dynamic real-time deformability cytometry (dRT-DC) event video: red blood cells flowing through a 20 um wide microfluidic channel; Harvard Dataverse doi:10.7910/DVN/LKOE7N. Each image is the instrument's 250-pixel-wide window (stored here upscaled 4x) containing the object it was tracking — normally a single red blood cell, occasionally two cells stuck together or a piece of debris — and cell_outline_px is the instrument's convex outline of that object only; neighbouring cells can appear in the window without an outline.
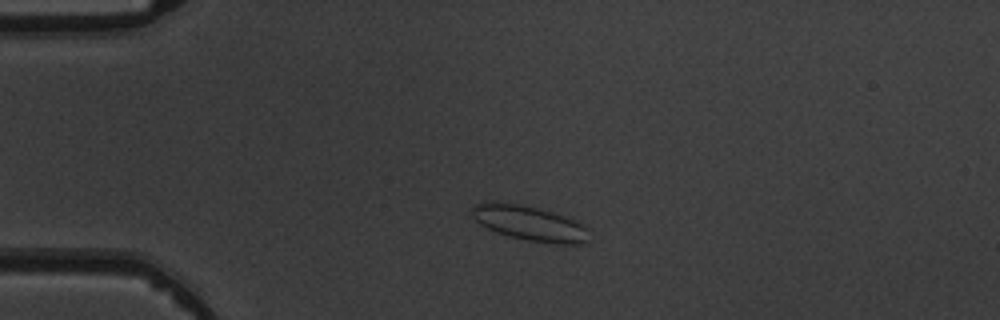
{"species": "common noctule bat (a hibernating species)", "species_latin": "Nyctalus noctula", "temperature_condition": "warm", "stored_images_in_passage": 4, "camera_frame_rate_fps": 3000, "um_per_image_px": 0.085, "animal": {"sex": "male", "body_mass_g": 19.5, "forearm_length_mm": 54.6}, "frame": {"image": 1, "passage_image": 3, "time_ms": 2.333, "image_size_px": [1000, 320], "cell_outline_px": [[588, 244], [556, 244], [528, 240], [508, 236], [496, 232], [480, 224], [472, 216], [472, 208], [476, 204], [496, 200], [536, 208], [552, 212], [576, 220], [588, 228]], "centroid_in_image_um": [45.04, 18.98], "position_along_channel_um": 40.0, "area_um2": 23.87}}